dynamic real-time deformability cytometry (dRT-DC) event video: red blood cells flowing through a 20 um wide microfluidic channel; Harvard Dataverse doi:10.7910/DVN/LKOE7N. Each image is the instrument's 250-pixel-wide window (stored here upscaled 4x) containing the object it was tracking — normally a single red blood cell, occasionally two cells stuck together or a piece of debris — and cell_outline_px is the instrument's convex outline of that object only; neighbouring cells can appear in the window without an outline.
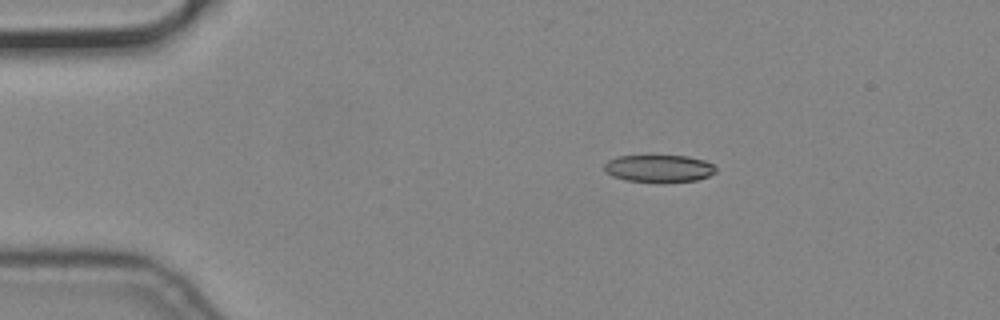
{"species": "common noctule bat (a hibernating species)", "species_latin": "Nyctalus noctula", "temperature_condition": "cold", "stored_images_in_passage": 4, "camera_frame_rate_fps": 3000, "um_per_image_px": 0.085, "animal": {"sex": "male", "body_mass_g": 19.2, "forearm_length_mm": 51.8}, "frame": {"image": 1, "passage_image": 2, "time_ms": 0.333, "image_size_px": [1000, 320], "cell_outline_px": [[716, 172], [708, 176], [696, 180], [664, 184], [660, 184], [624, 180], [612, 176], [604, 172], [604, 164], [608, 160], [616, 156], [688, 156], [704, 160], [712, 164], [716, 168]], "centroid_in_image_um": [55.98, 14.35], "position_along_channel_um": 29.0, "area_um2": 18.32}}
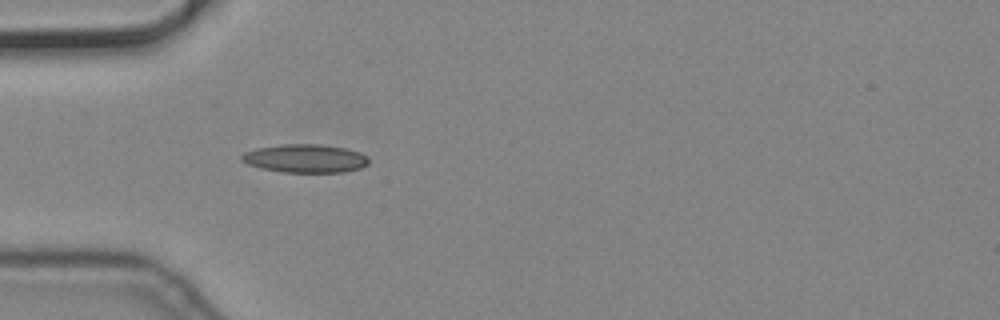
{"frame": {"image": 2, "passage_image": 4, "time_ms": 1.0, "image_size_px": [1000, 320], "cell_outline_px": [[368, 164], [360, 168], [344, 172], [280, 172], [260, 168], [248, 164], [240, 160], [240, 156], [244, 152], [256, 148], [280, 144], [320, 144], [344, 148], [360, 152], [368, 156]], "centroid_in_image_um": [25.92, 13.46], "position_along_channel_um": 59.1, "area_um2": 21.15}}